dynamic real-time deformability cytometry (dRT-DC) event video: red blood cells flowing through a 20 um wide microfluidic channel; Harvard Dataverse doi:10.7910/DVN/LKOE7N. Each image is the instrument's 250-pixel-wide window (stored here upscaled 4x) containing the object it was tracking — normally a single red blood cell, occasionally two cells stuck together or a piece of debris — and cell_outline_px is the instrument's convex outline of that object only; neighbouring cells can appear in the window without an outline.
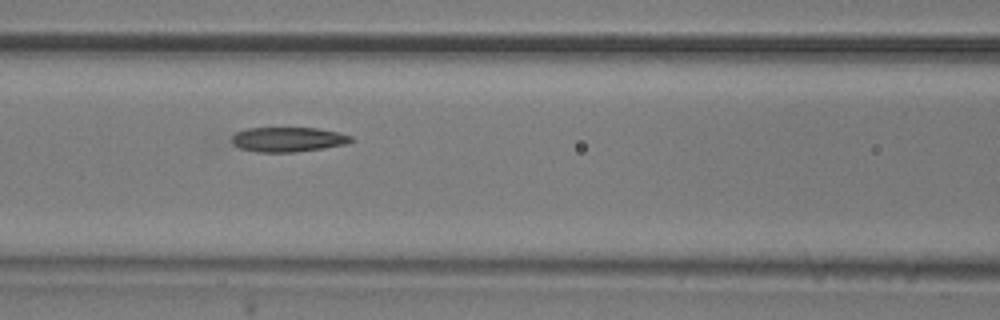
{"species": "common noctule bat (a hibernating species)", "species_latin": "Nyctalus noctula", "temperature_condition": "room temperature", "stored_images_in_passage": 10, "camera_frame_rate_fps": 3000, "um_per_image_px": 0.085, "animal": {"sex": "male", "body_mass_g": 20.5, "forearm_length_mm": 52.5}, "frame": {"image": 1, "passage_image": 4, "time_ms": 3.333, "image_size_px": [1000, 320], "cell_outline_px": [[356, 140], [348, 144], [324, 148], [296, 152], [256, 152], [240, 148], [232, 144], [232, 136], [236, 132], [248, 128], [316, 128], [336, 132], [352, 136]], "centroid_in_image_um": [24.5, 11.86], "position_along_channel_um": 142.1, "area_um2": 17.28}}
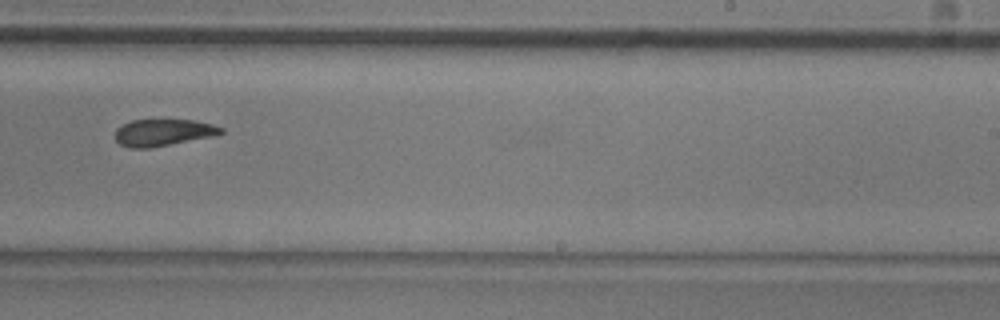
{"frame": {"image": 2, "passage_image": 7, "time_ms": 7.0, "image_size_px": [1000, 320], "cell_outline_px": [[224, 132], [216, 136], [148, 148], [128, 148], [120, 144], [116, 140], [116, 128], [132, 120], [192, 120], [212, 124], [224, 128]], "centroid_in_image_um": [13.9, 11.27], "position_along_channel_um": 275.1, "area_um2": 16.53}}
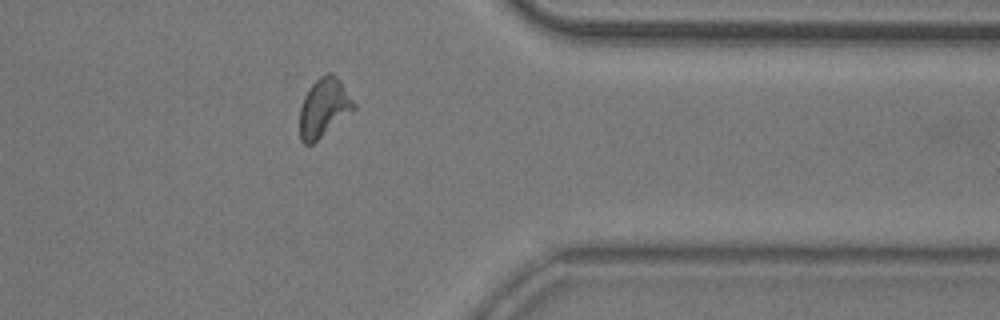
{"frame": {"image": 3, "passage_image": 10, "time_ms": 10.333, "image_size_px": [1000, 320], "cell_outline_px": [[356, 108], [312, 144], [304, 144], [300, 140], [300, 108], [304, 96], [308, 88], [320, 76], [328, 72], [332, 72], [340, 80], [356, 104]], "centroid_in_image_um": [27.52, 9.13], "position_along_channel_um": 383.9, "area_um2": 18.38}, "authors_computed_cell_mechanics": {"area_um2": 17.629, "velocity_mm_per_s": 3.6386, "shape_relaxation_time_tau1_ms": 10.7563, "shape_relaxation_time_tau2_ms": 3.4604, "deformation_change_tau1": 0.2115, "deformation_change_tau2": 0.0749}}